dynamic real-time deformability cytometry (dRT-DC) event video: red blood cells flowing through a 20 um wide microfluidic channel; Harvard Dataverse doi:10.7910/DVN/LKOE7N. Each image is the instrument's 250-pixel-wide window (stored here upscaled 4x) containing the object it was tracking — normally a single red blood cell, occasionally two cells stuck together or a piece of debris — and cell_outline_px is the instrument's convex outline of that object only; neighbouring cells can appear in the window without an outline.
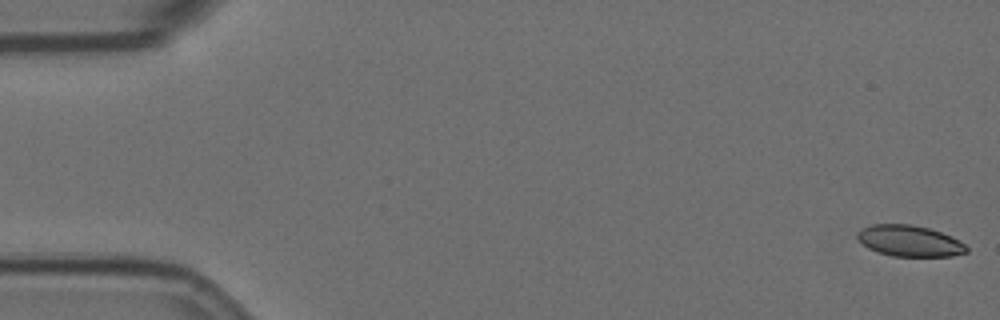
{"species": "Egyptian fruit bat (a non-hibernating species)", "species_latin": "Rousettus aegyptiacus", "temperature_condition": "room temperature", "stored_images_in_passage": 58, "camera_frame_rate_fps": 3000, "um_per_image_px": 0.085, "animal": {"sex": "female"}, "frame": {"image": 1, "passage_image": 1, "time_ms": 0.0, "image_size_px": [1000, 320], "cell_outline_px": [[968, 252], [952, 256], [892, 256], [876, 252], [868, 248], [856, 236], [856, 232], [872, 224], [912, 224], [928, 228], [952, 236], [964, 244], [968, 248]], "centroid_in_image_um": [77.31, 20.48], "position_along_channel_um": 7.7, "area_um2": 19.77}}
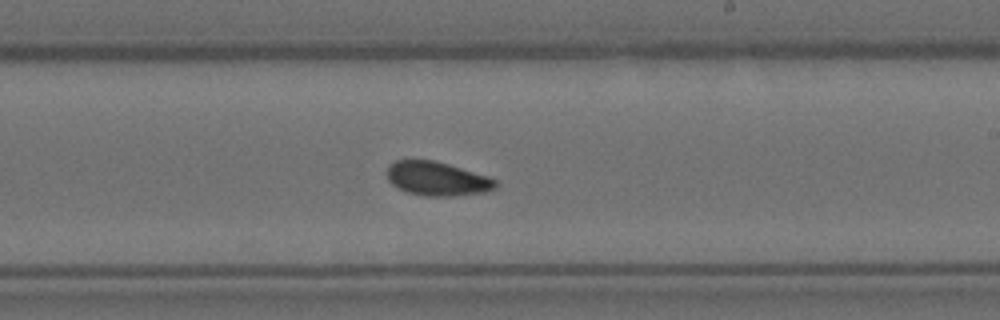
{"frame": {"image": 2, "passage_image": 34, "time_ms": 11.0, "image_size_px": [1000, 320], "cell_outline_px": [[496, 188], [484, 192], [452, 196], [424, 196], [408, 192], [392, 184], [388, 180], [388, 164], [396, 160], [436, 160], [488, 176], [496, 180]], "centroid_in_image_um": [37.15, 15.18], "position_along_channel_um": 251.8, "area_um2": 21.39}}
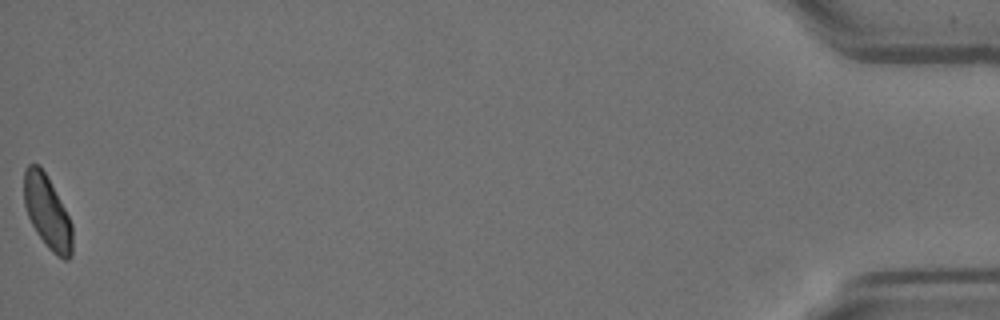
{"frame": {"image": 3, "passage_image": 58, "time_ms": 19.0, "image_size_px": [1000, 320], "cell_outline_px": [[72, 256], [68, 260], [64, 260], [56, 256], [44, 244], [36, 232], [28, 216], [24, 204], [24, 168], [28, 164], [40, 164], [64, 208], [72, 224]], "centroid_in_image_um": [4.01, 18.06], "position_along_channel_um": 431.2, "area_um2": 20.58}, "authors_computed_cell_mechanics": {"area_um2": 21.2704, "velocity_mm_per_s": 3.4962, "shape_relaxation_time_tau1_ms": 5.6627, "shape_relaxation_time_tau2_ms": 1.8536, "deformation_change_tau1": 0.0859, "deformation_change_tau2": 0.0627}}